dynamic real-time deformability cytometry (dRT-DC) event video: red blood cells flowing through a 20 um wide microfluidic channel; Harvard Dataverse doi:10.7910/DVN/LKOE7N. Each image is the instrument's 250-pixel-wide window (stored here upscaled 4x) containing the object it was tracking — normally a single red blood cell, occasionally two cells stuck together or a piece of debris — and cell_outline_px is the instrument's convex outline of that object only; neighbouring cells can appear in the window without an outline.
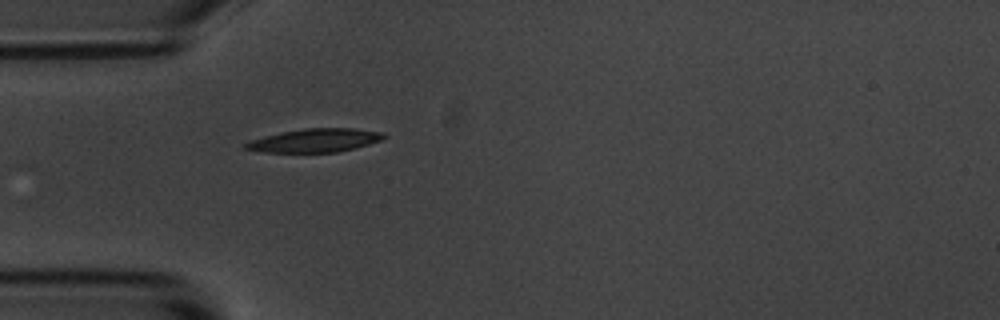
{"species": "common noctule bat (a hibernating species)", "species_latin": "Nyctalus noctula", "temperature_condition": "room temperature", "stored_images_in_passage": 1, "camera_frame_rate_fps": 3000, "um_per_image_px": 0.085, "animal": {"sex": "male", "body_mass_g": 20.1, "forearm_length_mm": 53.5}, "frame": {"image": 1, "passage_image": 1, "time_ms": 0.0, "image_size_px": [1000, 320], "cell_outline_px": [[388, 136], [380, 140], [356, 148], [336, 152], [264, 152], [244, 148], [244, 144], [252, 140], [264, 136], [304, 128], [356, 128], [384, 132]], "centroid_in_image_um": [26.83, 11.93], "position_along_channel_um": 58.2, "area_um2": 18.79}}